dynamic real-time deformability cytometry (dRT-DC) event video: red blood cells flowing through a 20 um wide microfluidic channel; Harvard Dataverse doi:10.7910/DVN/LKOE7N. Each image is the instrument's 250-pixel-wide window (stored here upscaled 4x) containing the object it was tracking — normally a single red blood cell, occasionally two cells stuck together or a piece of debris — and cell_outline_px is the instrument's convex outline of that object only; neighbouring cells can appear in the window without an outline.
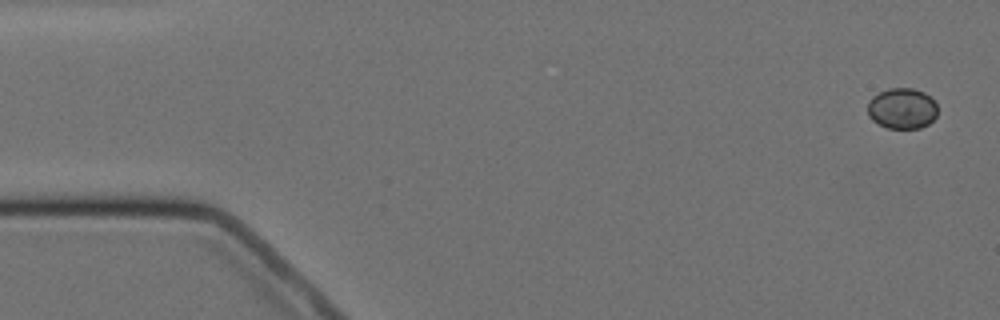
{"species": "Egyptian fruit bat (a non-hibernating species)", "species_latin": "Rousettus aegyptiacus", "temperature_condition": "cold", "stored_images_in_passage": 6, "camera_frame_rate_fps": 3000, "um_per_image_px": 0.085, "animal": {"sex": "female"}, "frame": {"image": 1, "passage_image": 1, "time_ms": 0.0, "image_size_px": [1000, 320], "cell_outline_px": [[936, 116], [928, 124], [920, 128], [888, 128], [872, 120], [868, 116], [868, 100], [872, 96], [888, 88], [912, 88], [924, 92], [936, 104]], "centroid_in_image_um": [76.65, 9.21], "position_along_channel_um": 8.4, "area_um2": 16.53}}
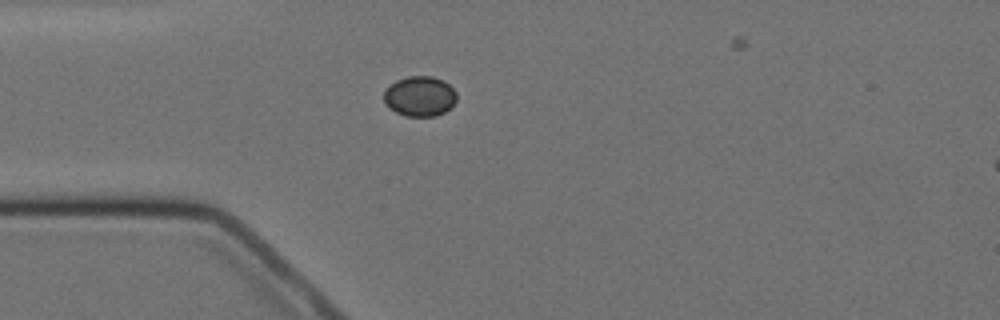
{"frame": {"image": 2, "passage_image": 4, "time_ms": 4.333, "image_size_px": [1000, 320], "cell_outline_px": [[456, 100], [444, 112], [436, 116], [408, 116], [396, 112], [388, 108], [384, 104], [384, 92], [396, 80], [408, 76], [432, 76], [444, 80], [456, 92]], "centroid_in_image_um": [35.67, 8.18], "position_along_channel_um": 49.3, "area_um2": 16.94}}